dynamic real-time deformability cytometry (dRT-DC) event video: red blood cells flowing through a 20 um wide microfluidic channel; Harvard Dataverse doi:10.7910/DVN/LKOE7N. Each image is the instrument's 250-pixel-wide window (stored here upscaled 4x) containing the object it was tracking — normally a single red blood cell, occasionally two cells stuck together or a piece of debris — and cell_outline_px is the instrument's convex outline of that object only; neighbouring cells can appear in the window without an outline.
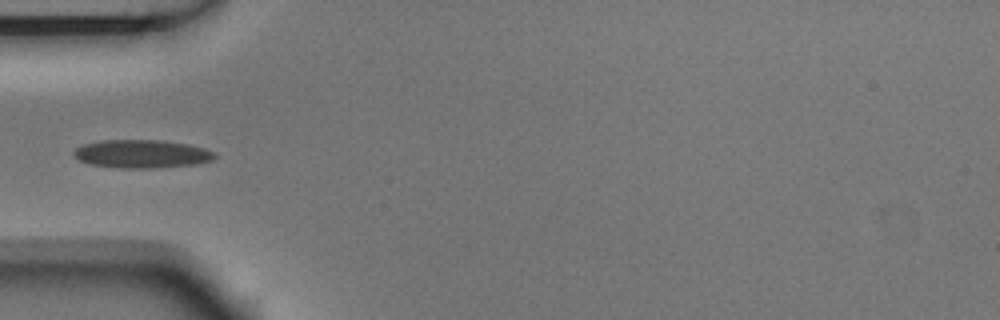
{"species": "Egyptian fruit bat (a non-hibernating species)", "species_latin": "Rousettus aegyptiacus", "temperature_condition": "room temperature", "stored_images_in_passage": 6, "camera_frame_rate_fps": 3000, "um_per_image_px": 0.085, "animal": {"sex": "male"}, "frame": {"image": 1, "passage_image": 5, "time_ms": 1.333, "image_size_px": [1000, 320], "cell_outline_px": [[216, 156], [212, 160], [196, 164], [156, 168], [120, 168], [88, 164], [80, 160], [72, 152], [76, 148], [84, 144], [100, 140], [160, 140], [188, 144], [204, 148], [216, 152]], "centroid_in_image_um": [12.06, 13.08], "position_along_channel_um": 72.9, "area_um2": 23.24}}
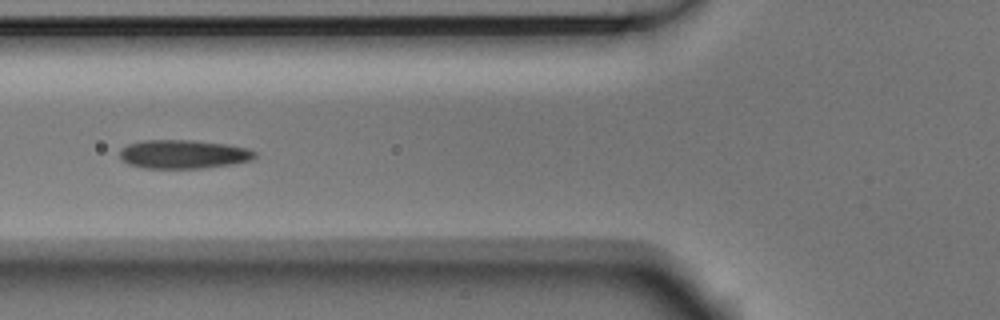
{"frame": {"image": 2, "passage_image": 6, "time_ms": 1.667, "image_size_px": [1000, 320], "cell_outline_px": [[256, 156], [252, 160], [232, 164], [200, 168], [144, 168], [128, 164], [120, 156], [120, 148], [128, 144], [144, 140], [192, 140], [228, 144], [248, 148], [256, 152]], "centroid_in_image_um": [15.6, 13.1], "position_along_channel_um": 110.2, "area_um2": 22.66}}